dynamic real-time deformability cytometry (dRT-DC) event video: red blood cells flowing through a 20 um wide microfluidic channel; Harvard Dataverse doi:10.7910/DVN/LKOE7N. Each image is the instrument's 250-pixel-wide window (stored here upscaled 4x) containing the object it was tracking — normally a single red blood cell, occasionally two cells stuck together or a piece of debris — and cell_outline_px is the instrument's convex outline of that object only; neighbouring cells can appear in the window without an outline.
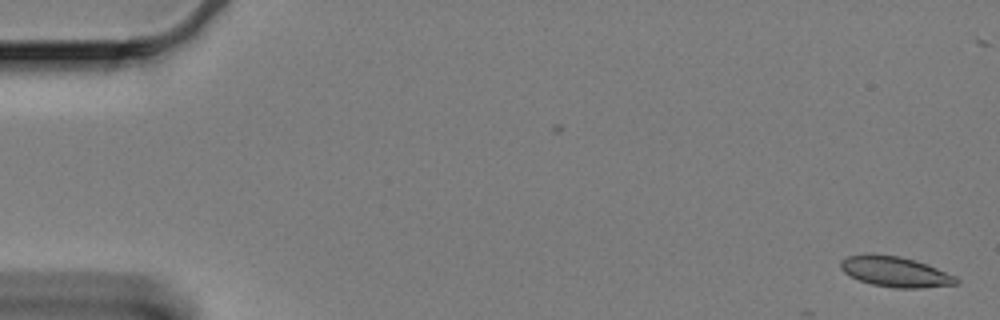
{"species": "Egyptian fruit bat (a non-hibernating species)", "species_latin": "Rousettus aegyptiacus", "temperature_condition": "cold", "stored_images_in_passage": 4, "camera_frame_rate_fps": 3000, "um_per_image_px": 0.085, "animal": {"sex": "female"}, "frame": {"image": 1, "passage_image": 1, "time_ms": 0.0, "image_size_px": [1000, 320], "cell_outline_px": [[960, 284], [920, 288], [896, 288], [872, 284], [860, 280], [844, 272], [840, 268], [840, 260], [848, 256], [900, 256], [916, 260], [956, 276], [960, 280]], "centroid_in_image_um": [76.17, 23.13], "position_along_channel_um": 8.8, "area_um2": 19.94}}